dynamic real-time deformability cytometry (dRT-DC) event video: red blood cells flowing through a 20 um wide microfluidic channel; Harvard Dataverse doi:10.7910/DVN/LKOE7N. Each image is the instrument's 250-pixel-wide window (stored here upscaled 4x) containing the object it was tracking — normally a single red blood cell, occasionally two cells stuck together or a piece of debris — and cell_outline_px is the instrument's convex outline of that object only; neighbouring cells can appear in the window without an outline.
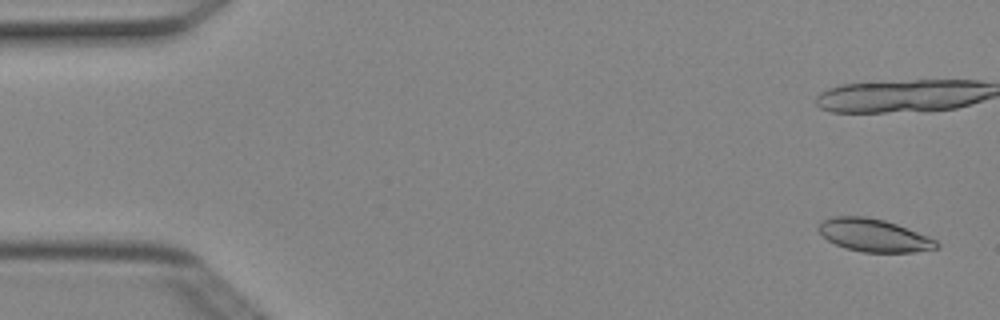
{"species": "Egyptian fruit bat (a non-hibernating species)", "species_latin": "Rousettus aegyptiacus", "temperature_condition": "cold", "stored_images_in_passage": 6, "camera_frame_rate_fps": 3000, "um_per_image_px": 0.085, "animal": {"sex": "female"}, "frame": {"image": 1, "passage_image": 1, "time_ms": 0.0, "image_size_px": [1000, 320], "cell_outline_px": [[940, 248], [916, 252], [864, 252], [844, 248], [828, 240], [820, 232], [820, 220], [832, 216], [868, 216], [884, 220], [896, 224], [928, 236], [936, 240], [940, 244]], "centroid_in_image_um": [74.3, 20.0], "position_along_channel_um": 10.7, "area_um2": 22.54}}
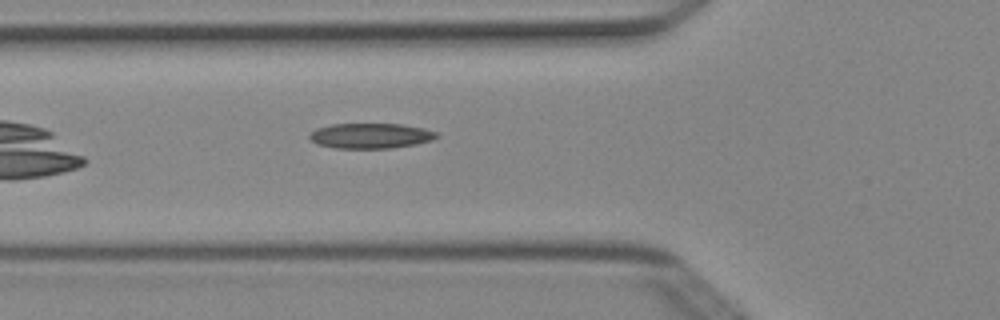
{"frame": {"image": 2, "passage_image": 6, "time_ms": 1.667, "image_size_px": [1000, 320], "cell_outline_px": [[440, 136], [432, 140], [416, 144], [392, 148], [336, 148], [316, 144], [308, 136], [316, 128], [332, 124], [400, 124], [424, 128], [440, 132]], "centroid_in_image_um": [31.55, 11.54], "position_along_channel_um": 94.3, "area_um2": 18.79}}